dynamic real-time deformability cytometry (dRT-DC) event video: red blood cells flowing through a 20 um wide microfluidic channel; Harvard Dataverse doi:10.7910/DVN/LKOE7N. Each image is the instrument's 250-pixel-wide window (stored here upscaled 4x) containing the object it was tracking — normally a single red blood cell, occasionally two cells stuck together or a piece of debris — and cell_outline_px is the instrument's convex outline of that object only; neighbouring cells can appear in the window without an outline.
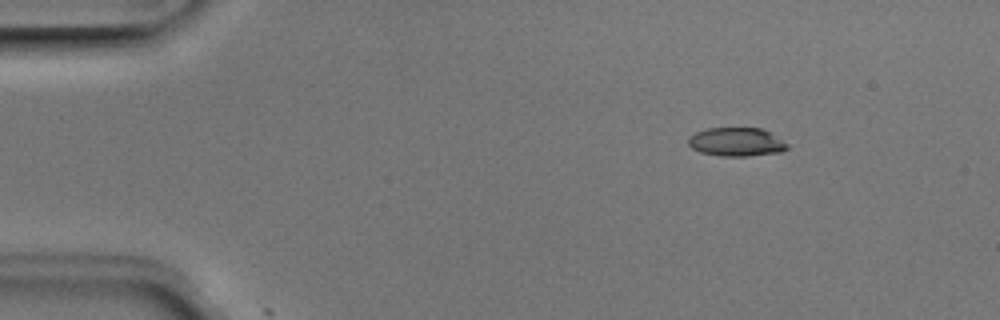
{"species": "Egyptian fruit bat (a non-hibernating species)", "species_latin": "Rousettus aegyptiacus", "temperature_condition": "room temperature", "stored_images_in_passage": 7, "camera_frame_rate_fps": 3000, "um_per_image_px": 0.085, "animal": {"sex": "male"}, "frame": {"image": 1, "passage_image": 3, "time_ms": 0.667, "image_size_px": [1000, 320], "cell_outline_px": [[788, 148], [780, 152], [748, 156], [720, 156], [700, 152], [692, 148], [688, 144], [688, 136], [696, 132], [708, 128], [764, 128], [772, 132], [788, 144]], "centroid_in_image_um": [62.61, 12.06], "position_along_channel_um": 22.4, "area_um2": 16.7}}
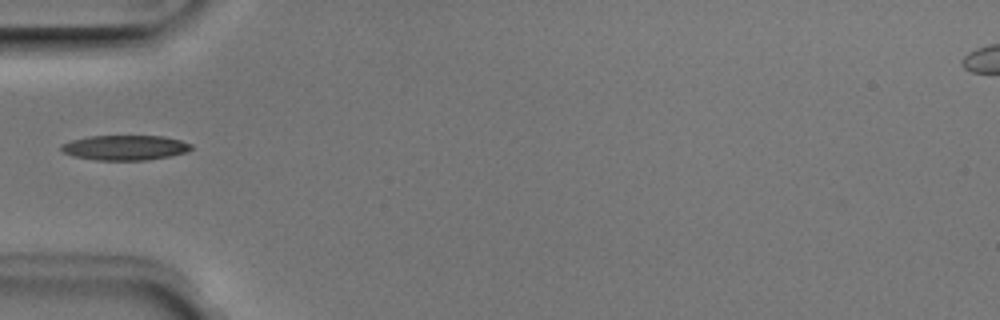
{"frame": {"image": 2, "passage_image": 5, "time_ms": 1.333, "image_size_px": [1000, 320], "cell_outline_px": [[192, 148], [188, 152], [148, 160], [96, 160], [72, 156], [64, 152], [60, 148], [60, 144], [72, 140], [92, 136], [164, 136], [180, 140], [192, 144]], "centroid_in_image_um": [10.63, 12.55], "position_along_channel_um": 74.4, "area_um2": 18.9}}